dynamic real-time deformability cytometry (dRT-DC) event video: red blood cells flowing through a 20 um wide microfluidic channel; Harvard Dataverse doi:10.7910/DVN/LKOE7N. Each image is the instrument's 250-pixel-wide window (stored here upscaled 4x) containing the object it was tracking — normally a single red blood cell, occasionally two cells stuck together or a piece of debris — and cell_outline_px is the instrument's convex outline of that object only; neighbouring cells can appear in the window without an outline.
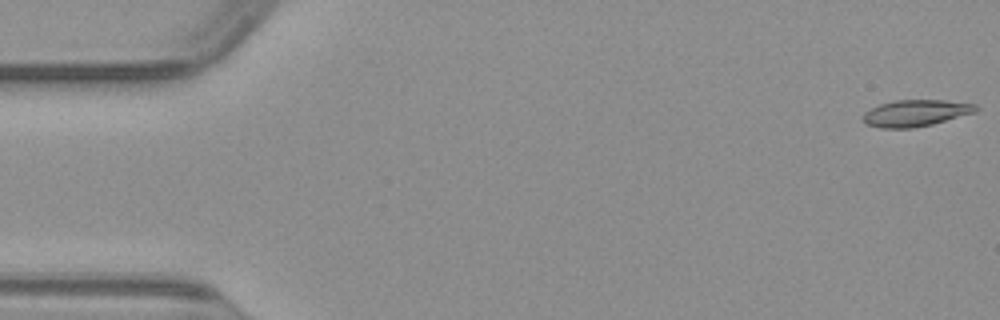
{"species": "common noctule bat (a hibernating species)", "species_latin": "Nyctalus noctula", "temperature_condition": "warm", "stored_images_in_passage": 50, "camera_frame_rate_fps": 3000, "um_per_image_px": 0.085, "animal": {"sex": "male", "body_mass_g": 23.1, "forearm_length_mm": 52.7}, "frame": {"image": 1, "passage_image": 1, "time_ms": 0.0, "image_size_px": [1000, 320], "cell_outline_px": [[980, 108], [976, 112], [932, 124], [912, 128], [880, 128], [864, 124], [864, 112], [880, 104], [896, 100], [944, 100], [976, 104]], "centroid_in_image_um": [77.85, 9.61], "position_along_channel_um": 7.2, "area_um2": 17.46}}
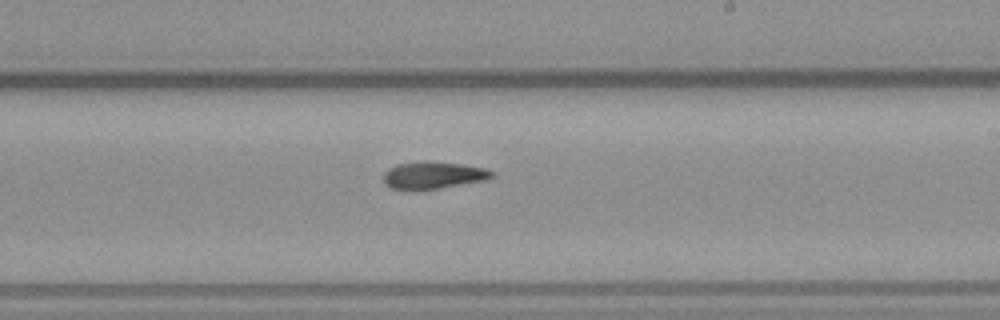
{"frame": {"image": 2, "passage_image": 29, "time_ms": 9.333, "image_size_px": [1000, 320], "cell_outline_px": [[496, 176], [488, 180], [436, 188], [392, 188], [384, 184], [384, 172], [388, 168], [396, 164], [424, 160], [428, 160], [464, 164], [484, 168], [496, 172]], "centroid_in_image_um": [36.88, 14.85], "position_along_channel_um": 252.1, "area_um2": 17.17}}
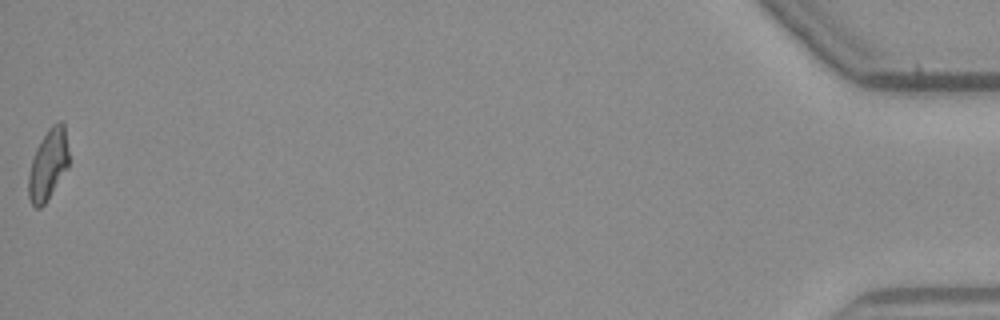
{"frame": {"image": 3, "passage_image": 50, "time_ms": 16.333, "image_size_px": [1000, 320], "cell_outline_px": [[68, 168], [44, 204], [40, 208], [36, 208], [32, 204], [28, 196], [28, 176], [32, 156], [40, 140], [48, 128], [52, 124], [60, 120], [64, 124], [68, 152]], "centroid_in_image_um": [4.07, 13.97], "position_along_channel_um": 431.1, "area_um2": 16.65}}